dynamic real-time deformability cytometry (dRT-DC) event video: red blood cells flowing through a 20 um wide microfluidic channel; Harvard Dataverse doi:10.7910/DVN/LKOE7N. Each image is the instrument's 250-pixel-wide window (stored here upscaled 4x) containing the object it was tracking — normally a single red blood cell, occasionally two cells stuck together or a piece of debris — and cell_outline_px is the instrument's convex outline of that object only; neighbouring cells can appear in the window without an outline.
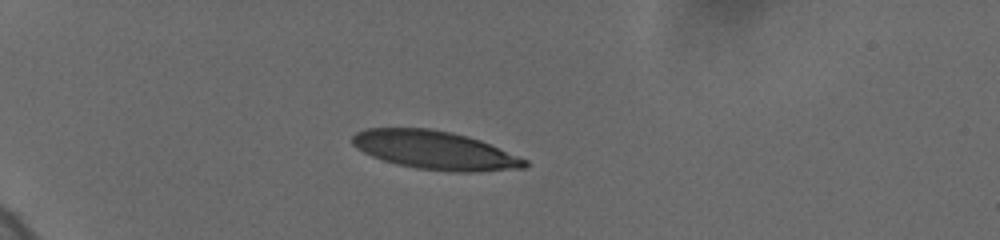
{"species": "human", "species_latin": "Homo sapiens", "temperature_condition": "cold", "stored_images_in_passage": 39, "camera_frame_rate_fps": 3000, "um_per_image_px": 0.085, "donor": {"sex": "female"}, "frame": {"image": 1, "passage_image": 1, "time_ms": 0.0, "image_size_px": [1000, 240], "cell_outline_px": [[528, 164], [524, 168], [472, 172], [452, 172], [416, 168], [396, 164], [372, 156], [356, 148], [352, 144], [352, 136], [356, 132], [364, 128], [428, 128], [452, 132], [468, 136], [480, 140], [528, 160]], "centroid_in_image_um": [36.95, 12.76], "position_along_channel_um": 48.1, "area_um2": 38.67}}
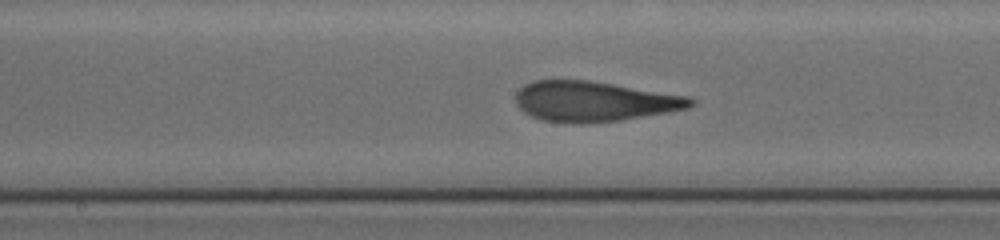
{"frame": {"image": 2, "passage_image": 18, "time_ms": 5.333, "image_size_px": [1000, 240], "cell_outline_px": [[696, 104], [688, 108], [668, 112], [620, 120], [584, 124], [572, 124], [540, 120], [524, 112], [516, 104], [516, 92], [524, 84], [532, 80], [588, 80], [688, 96], [696, 100]], "centroid_in_image_um": [50.48, 8.62], "position_along_channel_um": 197.7, "area_um2": 41.15}}
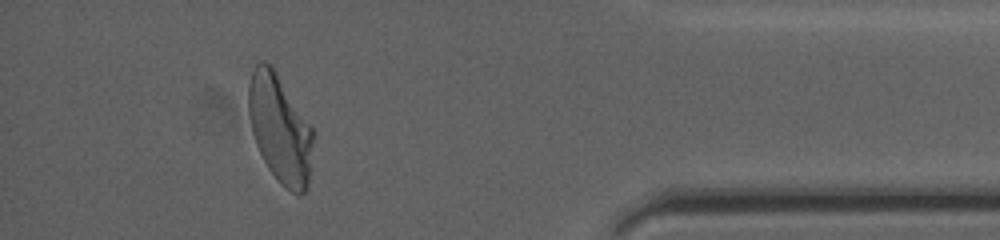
{"frame": {"image": 3, "passage_image": 34, "time_ms": 12.0, "image_size_px": [1000, 240], "cell_outline_px": [[312, 140], [308, 188], [300, 196], [284, 188], [280, 184], [268, 168], [256, 144], [252, 132], [248, 112], [248, 84], [252, 72], [256, 64], [260, 60], [264, 60], [272, 64], [312, 128]], "centroid_in_image_um": [23.77, 10.93], "position_along_channel_um": 411.4, "area_um2": 40.63}, "authors_computed_cell_mechanics": {"area_um2": 41.2692, "velocity_mm_per_s": 3.6861, "shape_relaxation_time_tau1_ms": 6.1337, "shape_relaxation_time_tau2_ms": 0.9949, "deformation_change_tau1": 0.237, "deformation_change_tau2": 0.0845}}